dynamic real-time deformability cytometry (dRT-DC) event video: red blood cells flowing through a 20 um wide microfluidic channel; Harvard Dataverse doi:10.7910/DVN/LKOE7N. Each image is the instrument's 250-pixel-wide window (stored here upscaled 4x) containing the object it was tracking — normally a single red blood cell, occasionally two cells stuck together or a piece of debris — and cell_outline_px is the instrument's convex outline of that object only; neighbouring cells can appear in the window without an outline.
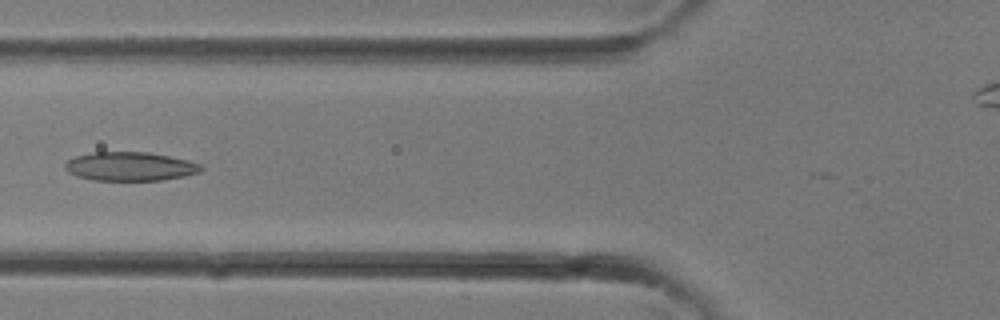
{"species": "common noctule bat (a hibernating species)", "species_latin": "Nyctalus noctula", "temperature_condition": "room temperature", "stored_images_in_passage": 9, "camera_frame_rate_fps": 3000, "um_per_image_px": 0.085, "animal": {"sex": "female"}, "frame": {"image": 1, "passage_image": 3, "time_ms": 0.667, "image_size_px": [1000, 320], "cell_outline_px": [[204, 168], [200, 172], [184, 176], [160, 180], [96, 180], [76, 176], [68, 172], [64, 168], [64, 164], [68, 160], [76, 156], [92, 152], [148, 152], [188, 160], [200, 164]], "centroid_in_image_um": [11.05, 14.14], "position_along_channel_um": 114.8, "area_um2": 22.77}}
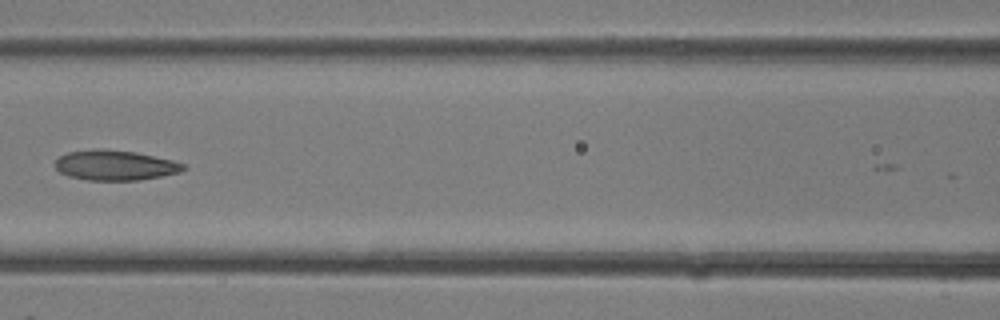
{"frame": {"image": 2, "passage_image": 5, "time_ms": 1.333, "image_size_px": [1000, 320], "cell_outline_px": [[188, 168], [180, 172], [140, 180], [88, 180], [68, 176], [60, 172], [56, 168], [56, 160], [60, 156], [68, 152], [96, 148], [100, 148], [136, 152], [172, 160], [184, 164]], "centroid_in_image_um": [9.79, 14.04], "position_along_channel_um": 156.8, "area_um2": 22.48}}
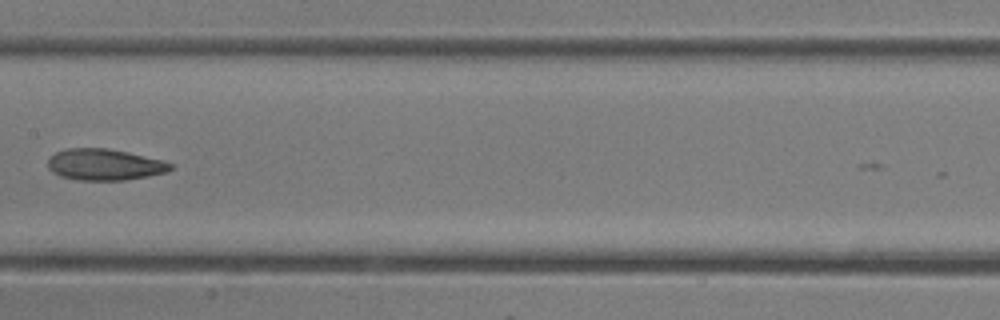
{"frame": {"image": 3, "passage_image": 7, "time_ms": 2.0, "image_size_px": [1000, 320], "cell_outline_px": [[172, 168], [168, 172], [148, 176], [124, 180], [80, 180], [60, 176], [52, 172], [48, 168], [48, 160], [56, 152], [68, 148], [108, 148], [128, 152], [164, 160], [172, 164]], "centroid_in_image_um": [8.91, 13.99], "position_along_channel_um": 198.5, "area_um2": 22.43}}